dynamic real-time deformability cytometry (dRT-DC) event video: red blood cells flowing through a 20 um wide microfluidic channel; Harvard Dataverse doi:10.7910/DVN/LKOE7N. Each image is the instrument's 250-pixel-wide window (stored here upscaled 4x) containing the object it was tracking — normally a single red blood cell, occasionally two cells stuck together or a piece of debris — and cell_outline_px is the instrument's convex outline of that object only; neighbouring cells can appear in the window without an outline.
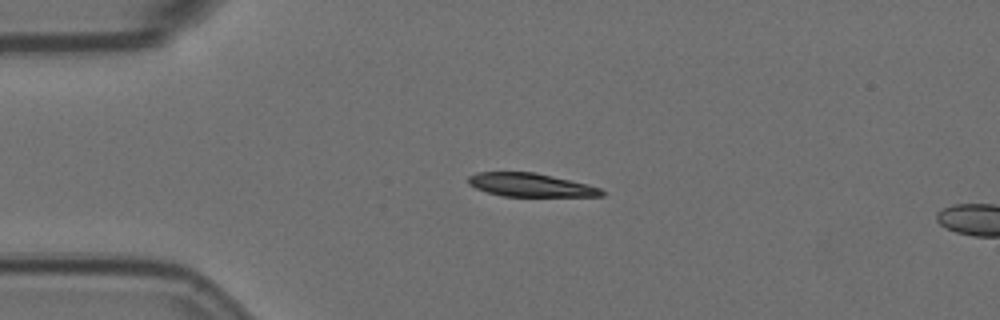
{"species": "Egyptian fruit bat (a non-hibernating species)", "species_latin": "Rousettus aegyptiacus", "temperature_condition": "room temperature", "stored_images_in_passage": 2, "camera_frame_rate_fps": 3000, "um_per_image_px": 0.085, "animal": {"sex": "female"}, "frame": {"image": 1, "passage_image": 1, "time_ms": 0.0, "image_size_px": [1000, 320], "cell_outline_px": [[604, 196], [504, 196], [488, 192], [476, 188], [468, 184], [468, 176], [476, 172], [532, 172], [552, 176], [588, 184], [600, 188], [604, 192]], "centroid_in_image_um": [45.08, 15.72], "position_along_channel_um": 39.9, "area_um2": 18.03}}